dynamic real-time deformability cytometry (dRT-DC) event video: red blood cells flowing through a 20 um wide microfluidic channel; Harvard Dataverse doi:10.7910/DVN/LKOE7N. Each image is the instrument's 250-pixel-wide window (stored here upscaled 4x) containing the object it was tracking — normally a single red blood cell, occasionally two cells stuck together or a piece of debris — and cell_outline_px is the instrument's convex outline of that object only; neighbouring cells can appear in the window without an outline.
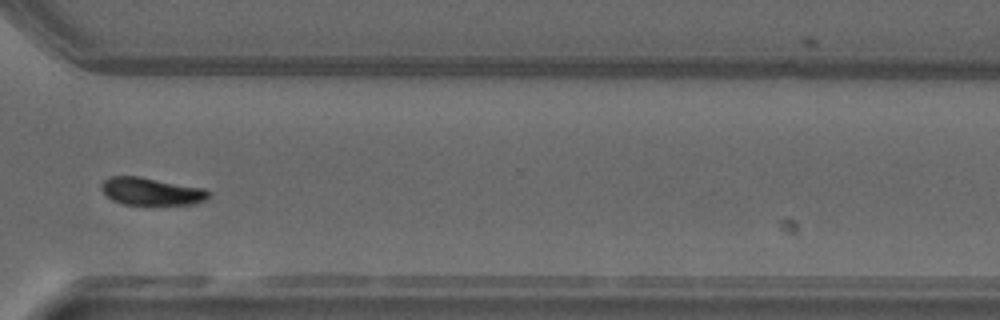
{"species": "common noctule bat (a hibernating species)", "species_latin": "Nyctalus noctula", "temperature_condition": "warm", "stored_images_in_passage": 49, "camera_frame_rate_fps": 3000, "um_per_image_px": 0.085, "animal": {"sex": "male", "forearm_length_mm": 52.5}, "frame": {"image": 1, "passage_image": 35, "time_ms": 11.333, "image_size_px": [1000, 320], "cell_outline_px": [[208, 200], [192, 204], [124, 204], [112, 200], [100, 188], [100, 184], [104, 180], [112, 176], [140, 176], [204, 188], [208, 192]], "centroid_in_image_um": [12.85, 16.26], "position_along_channel_um": 357.7, "area_um2": 17.11}, "authors_computed_cell_mechanics": {"area_um2": 18.0336, "velocity_mm_per_s": 4.0274, "shape_relaxation_time_tau1_ms": 4.5403, "shape_relaxation_time_tau2_ms": null, "deformation_change_tau1": 0.1584, "deformation_change_tau2": null}}